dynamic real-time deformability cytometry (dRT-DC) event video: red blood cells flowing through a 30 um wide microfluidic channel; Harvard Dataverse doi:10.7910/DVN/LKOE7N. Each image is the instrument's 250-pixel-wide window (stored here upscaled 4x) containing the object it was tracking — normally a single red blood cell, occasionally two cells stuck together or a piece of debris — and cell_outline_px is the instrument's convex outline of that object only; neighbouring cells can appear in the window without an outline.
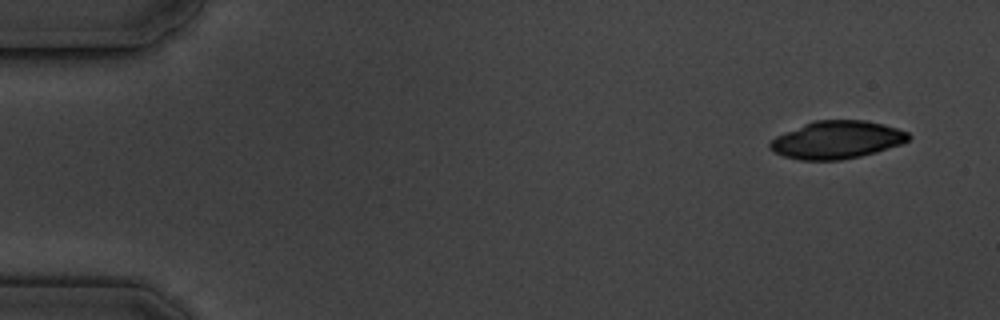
{"species": "common noctule bat (a hibernating species)", "species_latin": "Nyctalus noctula", "temperature_condition": "cold", "stored_images_in_passage": 5, "camera_frame_rate_fps": 3000, "um_per_image_px": 0.085, "animal": {"sex": "male", "body_mass_g": 19.5, "forearm_length_mm": 54.6}, "frame": {"image": 1, "passage_image": 5, "time_ms": 5.333, "image_size_px": [1000, 320], "cell_outline_px": [[912, 136], [908, 140], [900, 144], [876, 152], [860, 156], [840, 160], [800, 160], [784, 156], [772, 152], [768, 148], [768, 144], [776, 136], [784, 132], [812, 120], [864, 120], [884, 124], [908, 132]], "centroid_in_image_um": [71.1, 11.88], "position_along_channel_um": 13.9, "area_um2": 30.58}}